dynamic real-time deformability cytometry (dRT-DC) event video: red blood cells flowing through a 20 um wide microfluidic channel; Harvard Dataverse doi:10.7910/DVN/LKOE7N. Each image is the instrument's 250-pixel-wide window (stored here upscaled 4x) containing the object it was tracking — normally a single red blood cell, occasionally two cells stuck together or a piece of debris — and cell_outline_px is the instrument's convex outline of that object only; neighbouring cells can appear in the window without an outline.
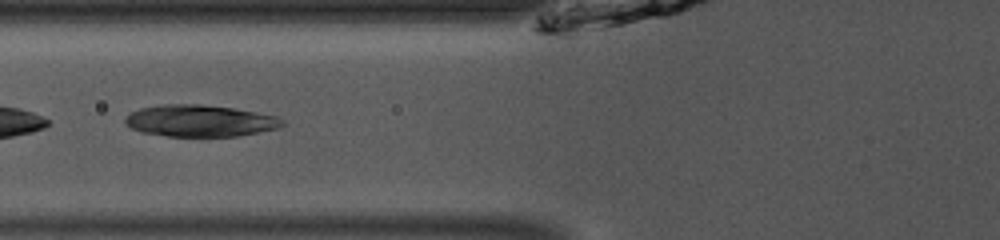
{"species": "common noctule bat (a hibernating species)", "species_latin": "Nyctalus noctula", "temperature_condition": "room temperature", "stored_images_in_passage": 43, "camera_frame_rate_fps": 3000, "um_per_image_px": 0.085, "animal": {"sex": "male", "body_mass_g": 13.0, "forearm_length_mm": 53.1}, "frame": {"image": 1, "passage_image": 14, "time_ms": 4.333, "image_size_px": [1000, 240], "cell_outline_px": [[288, 124], [280, 128], [236, 136], [168, 136], [144, 132], [132, 128], [124, 124], [124, 120], [132, 112], [140, 108], [164, 104], [200, 104], [232, 108], [256, 112], [276, 116], [284, 120]], "centroid_in_image_um": [17.04, 10.26], "position_along_channel_um": 108.8, "area_um2": 28.96}}
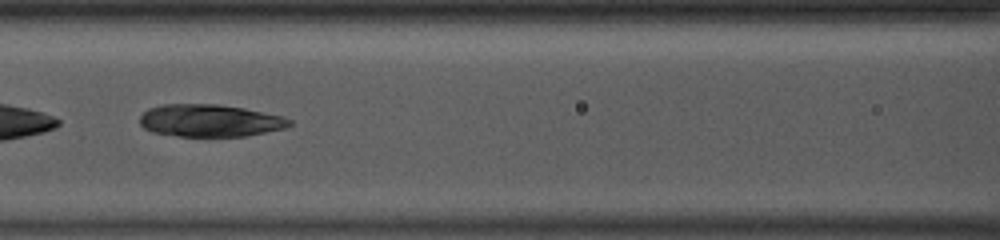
{"frame": {"image": 2, "passage_image": 17, "time_ms": 5.333, "image_size_px": [1000, 240], "cell_outline_px": [[292, 124], [284, 128], [244, 136], [180, 136], [152, 132], [144, 128], [140, 124], [140, 116], [148, 108], [160, 104], [216, 104], [244, 108], [284, 116], [292, 120]], "centroid_in_image_um": [17.82, 10.24], "position_along_channel_um": 148.8, "area_um2": 28.21}}
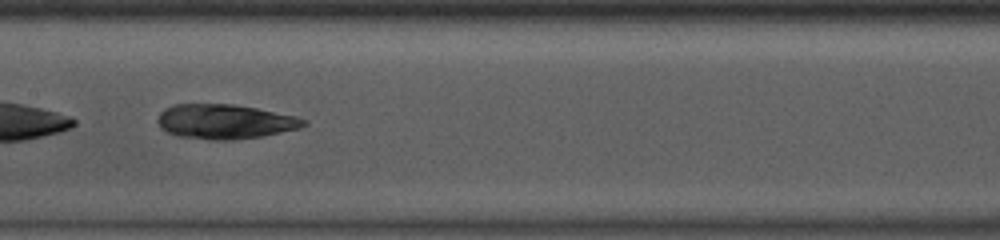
{"frame": {"image": 3, "passage_image": 20, "time_ms": 6.333, "image_size_px": [1000, 240], "cell_outline_px": [[308, 124], [300, 128], [260, 136], [232, 140], [212, 140], [176, 136], [160, 128], [156, 120], [160, 112], [164, 108], [176, 104], [232, 104], [256, 108], [296, 116], [308, 120]], "centroid_in_image_um": [19.09, 10.33], "position_along_channel_um": 188.3, "area_um2": 29.54}}